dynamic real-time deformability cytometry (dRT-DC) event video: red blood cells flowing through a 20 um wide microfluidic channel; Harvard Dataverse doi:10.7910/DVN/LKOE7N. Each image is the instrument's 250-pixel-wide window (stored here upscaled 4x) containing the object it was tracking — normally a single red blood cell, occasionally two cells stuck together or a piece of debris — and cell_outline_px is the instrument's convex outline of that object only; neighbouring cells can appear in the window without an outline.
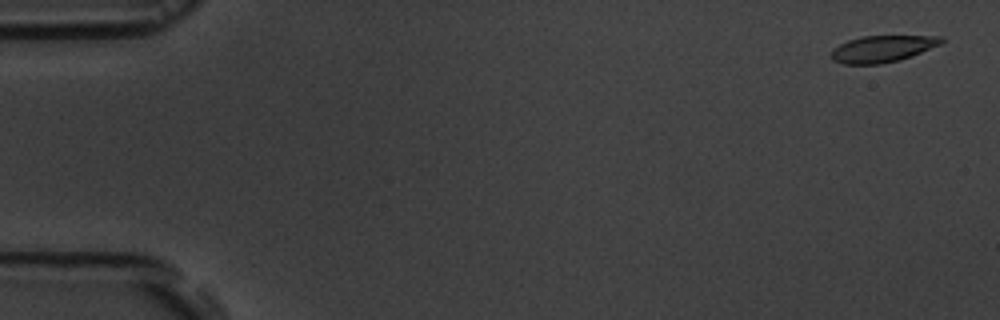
{"species": "common noctule bat (a hibernating species)", "species_latin": "Nyctalus noctula", "temperature_condition": "room temperature", "stored_images_in_passage": 6, "camera_frame_rate_fps": 3000, "um_per_image_px": 0.085, "animal": {"sex": "male", "body_mass_g": 19.5, "forearm_length_mm": 54.6}, "frame": {"image": 1, "passage_image": 1, "time_ms": 0.0, "image_size_px": [1000, 320], "cell_outline_px": [[944, 40], [940, 44], [912, 56], [900, 60], [880, 64], [844, 64], [832, 60], [832, 52], [840, 44], [848, 40], [864, 36], [944, 36]], "centroid_in_image_um": [75.03, 4.15], "position_along_channel_um": 10.0, "area_um2": 16.94}}
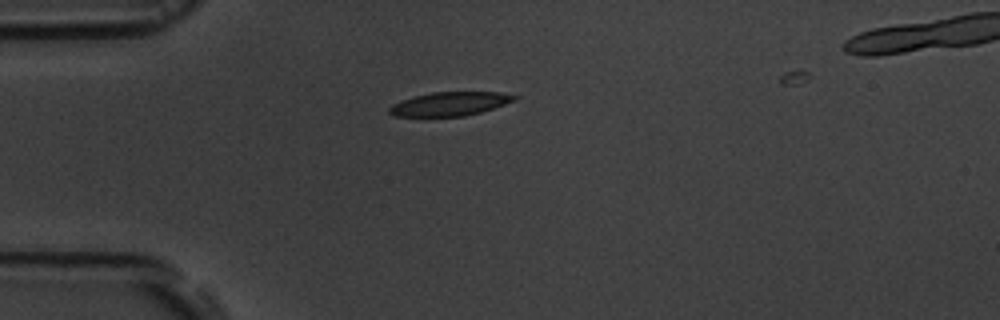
{"frame": {"image": 2, "passage_image": 5, "time_ms": 4.333, "image_size_px": [1000, 320], "cell_outline_px": [[520, 96], [516, 100], [480, 112], [464, 116], [392, 116], [388, 112], [388, 108], [392, 104], [400, 100], [412, 96], [432, 92], [500, 92]], "centroid_in_image_um": [38.2, 8.82], "position_along_channel_um": 46.8, "area_um2": 17.4}}